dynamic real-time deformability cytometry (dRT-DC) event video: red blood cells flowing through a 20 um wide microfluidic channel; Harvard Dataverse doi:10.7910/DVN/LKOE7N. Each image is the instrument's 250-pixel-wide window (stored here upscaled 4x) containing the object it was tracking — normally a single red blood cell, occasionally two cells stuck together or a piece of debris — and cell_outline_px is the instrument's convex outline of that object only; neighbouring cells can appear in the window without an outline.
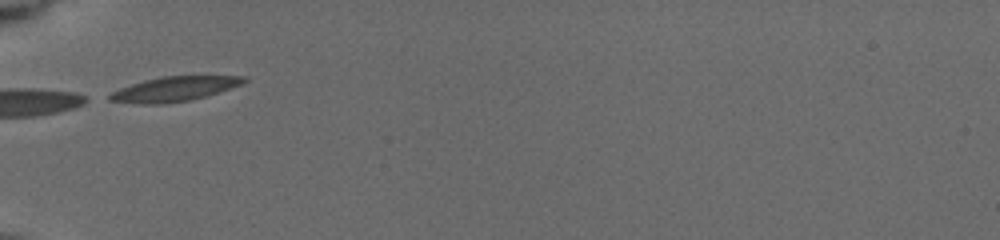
{"species": "common noctule bat (a hibernating species)", "species_latin": "Nyctalus noctula", "temperature_condition": "cold", "stored_images_in_passage": 37, "camera_frame_rate_fps": 3000, "um_per_image_px": 0.085, "animal": {"sex": "female", "body_mass_g": 19.5, "forearm_length_mm": 54.1}, "frame": {"image": 1, "passage_image": 6, "time_ms": 2.0, "image_size_px": [1000, 240], "cell_outline_px": [[248, 80], [240, 84], [204, 96], [188, 100], [160, 104], [140, 104], [108, 100], [108, 96], [112, 92], [120, 88], [144, 80], [164, 76], [248, 76]], "centroid_in_image_um": [14.77, 7.56], "position_along_channel_um": 70.2, "area_um2": 18.84}}
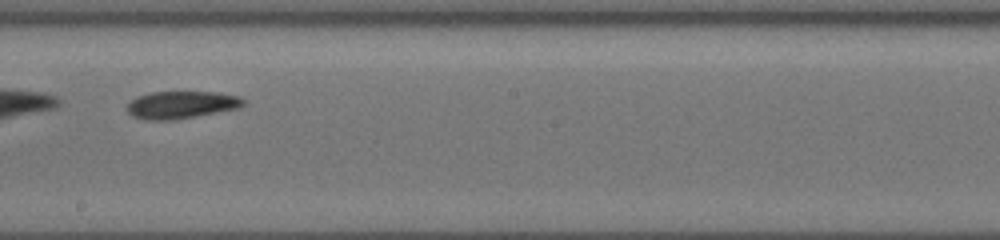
{"frame": {"image": 2, "passage_image": 17, "time_ms": 6.333, "image_size_px": [1000, 240], "cell_outline_px": [[244, 104], [240, 108], [172, 120], [144, 120], [132, 116], [128, 112], [128, 104], [136, 96], [152, 92], [216, 92], [240, 96], [244, 100]], "centroid_in_image_um": [15.41, 8.91], "position_along_channel_um": 232.8, "area_um2": 18.55}}
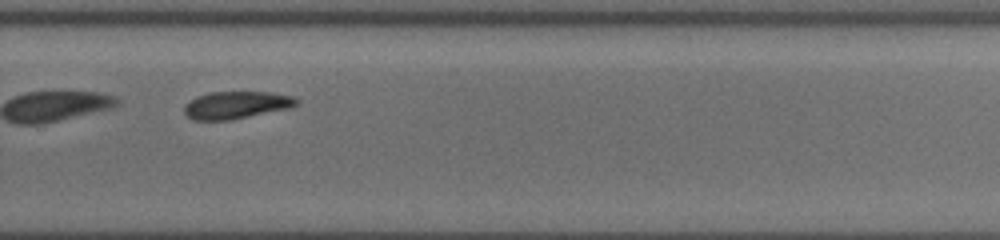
{"frame": {"image": 3, "passage_image": 23, "time_ms": 8.333, "image_size_px": [1000, 240], "cell_outline_px": [[300, 100], [296, 104], [288, 108], [232, 120], [192, 120], [184, 112], [184, 104], [196, 96], [212, 92], [272, 92], [292, 96]], "centroid_in_image_um": [20.05, 8.92], "position_along_channel_um": 309.7, "area_um2": 17.92}, "authors_computed_cell_mechanics": {"area_um2": 18.8428, "velocity_mm_per_s": 3.8577, "shape_relaxation_time_tau1_ms": 1.6757, "shape_relaxation_time_tau2_ms": 1.0615, "deformation_change_tau1": 0.0649, "deformation_change_tau2": 0.0566}}